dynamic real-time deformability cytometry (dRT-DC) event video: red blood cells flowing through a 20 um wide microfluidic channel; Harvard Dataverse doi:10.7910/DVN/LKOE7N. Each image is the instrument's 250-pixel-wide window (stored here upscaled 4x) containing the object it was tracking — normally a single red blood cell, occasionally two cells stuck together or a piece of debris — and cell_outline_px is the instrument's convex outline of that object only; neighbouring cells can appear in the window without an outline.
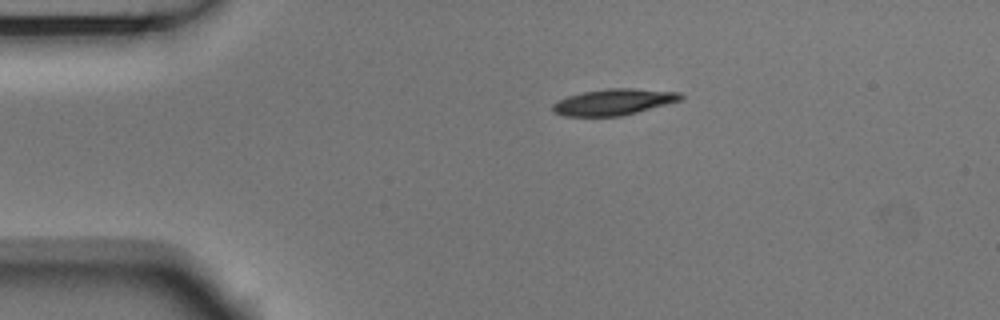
{"species": "Egyptian fruit bat (a non-hibernating species)", "species_latin": "Rousettus aegyptiacus", "temperature_condition": "room temperature", "stored_images_in_passage": 3, "segment_of_instrument_passage": [1, 2], "camera_frame_rate_fps": 3000, "um_per_image_px": 0.085, "animal": {"sex": "male"}, "frame": {"image": 1, "passage_image": 1, "time_ms": 0.0, "image_size_px": [1000, 320], "cell_outline_px": [[684, 96], [680, 100], [636, 112], [620, 116], [564, 116], [556, 112], [552, 108], [552, 104], [568, 96], [584, 92], [608, 88], [632, 88], [680, 92]], "centroid_in_image_um": [52.17, 8.66], "position_along_channel_um": 32.8, "area_um2": 19.19}}